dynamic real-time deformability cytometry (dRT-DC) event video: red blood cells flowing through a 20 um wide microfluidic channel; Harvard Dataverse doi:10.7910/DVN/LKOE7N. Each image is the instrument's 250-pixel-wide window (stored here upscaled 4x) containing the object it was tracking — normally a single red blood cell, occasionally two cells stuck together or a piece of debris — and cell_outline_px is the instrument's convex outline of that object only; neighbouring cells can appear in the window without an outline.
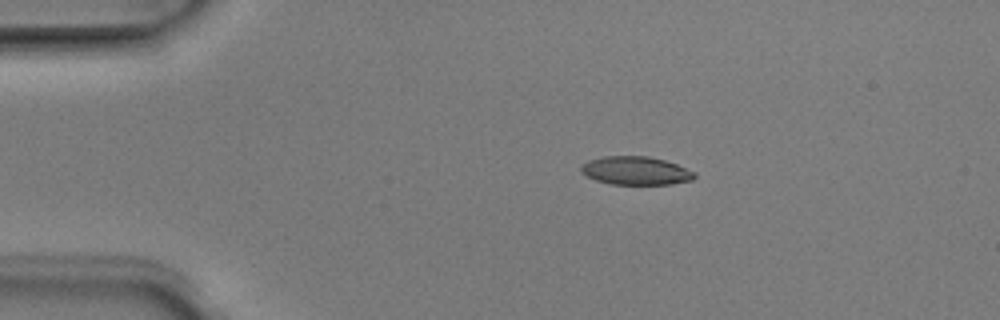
{"species": "Egyptian fruit bat (a non-hibernating species)", "species_latin": "Rousettus aegyptiacus", "temperature_condition": "room temperature", "stored_images_in_passage": 7, "camera_frame_rate_fps": 3000, "um_per_image_px": 0.085, "animal": {"sex": "male"}, "frame": {"image": 1, "passage_image": 3, "time_ms": 0.667, "image_size_px": [1000, 320], "cell_outline_px": [[696, 176], [692, 180], [672, 184], [612, 184], [596, 180], [580, 172], [580, 164], [588, 160], [604, 156], [648, 156], [664, 160], [676, 164], [696, 172]], "centroid_in_image_um": [54.03, 14.5], "position_along_channel_um": 31.0, "area_um2": 18.79}}
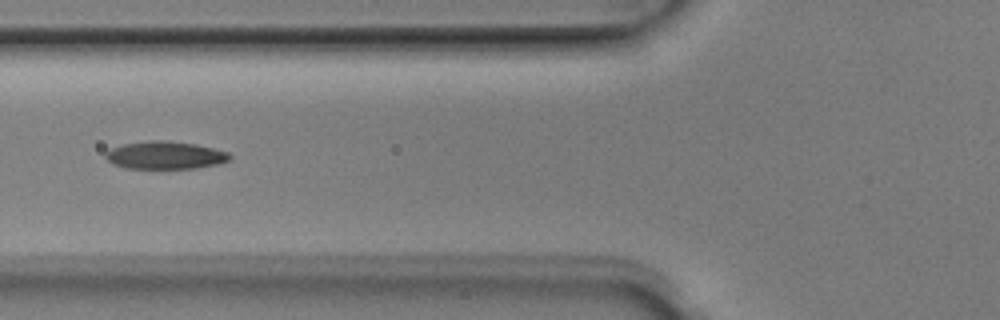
{"frame": {"image": 2, "passage_image": 6, "time_ms": 1.667, "image_size_px": [1000, 320], "cell_outline_px": [[232, 156], [228, 160], [216, 164], [196, 168], [124, 168], [108, 160], [104, 156], [104, 152], [112, 148], [124, 144], [152, 140], [164, 140], [196, 144], [228, 152]], "centroid_in_image_um": [14.03, 13.19], "position_along_channel_um": 111.8, "area_um2": 19.83}}
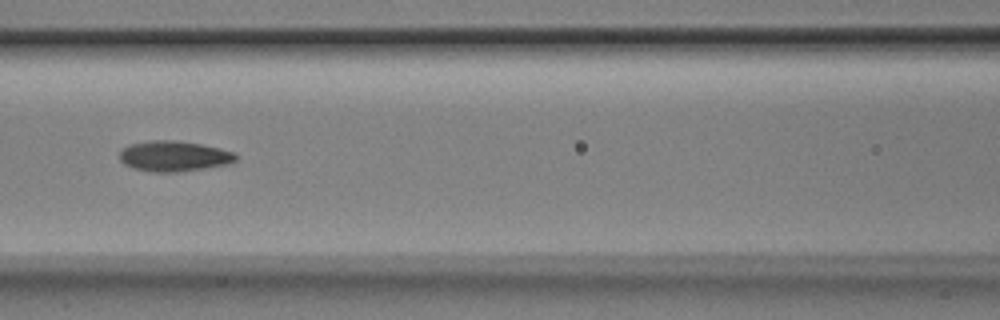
{"frame": {"image": 3, "passage_image": 7, "time_ms": 2.0, "image_size_px": [1000, 320], "cell_outline_px": [[236, 160], [232, 164], [180, 172], [152, 172], [132, 168], [124, 164], [120, 160], [120, 152], [128, 144], [152, 140], [176, 140], [200, 144], [220, 148], [236, 152]], "centroid_in_image_um": [14.81, 13.28], "position_along_channel_um": 151.8, "area_um2": 20.92}}